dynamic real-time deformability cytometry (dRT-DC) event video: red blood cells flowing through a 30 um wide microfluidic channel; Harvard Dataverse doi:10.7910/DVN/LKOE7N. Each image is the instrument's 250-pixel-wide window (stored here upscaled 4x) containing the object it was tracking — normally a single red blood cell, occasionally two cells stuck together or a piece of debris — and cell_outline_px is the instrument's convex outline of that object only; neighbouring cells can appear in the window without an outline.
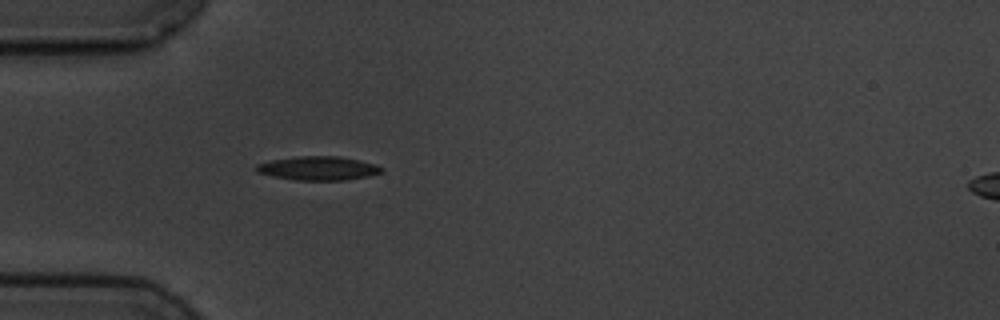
{"species": "common noctule bat (a hibernating species)", "species_latin": "Nyctalus noctula", "temperature_condition": "cold", "stored_images_in_passage": 1, "camera_frame_rate_fps": 3000, "um_per_image_px": 0.085, "animal": {"sex": "male", "body_mass_g": 19.5, "forearm_length_mm": 54.6}, "frame": {"image": 1, "passage_image": 1, "time_ms": 0.0, "image_size_px": [1000, 320], "cell_outline_px": [[384, 172], [368, 176], [344, 180], [296, 180], [272, 176], [256, 172], [256, 164], [272, 160], [296, 156], [340, 156], [360, 160], [376, 164], [384, 168]], "centroid_in_image_um": [27.08, 14.3], "position_along_channel_um": 57.9, "area_um2": 17.51}}